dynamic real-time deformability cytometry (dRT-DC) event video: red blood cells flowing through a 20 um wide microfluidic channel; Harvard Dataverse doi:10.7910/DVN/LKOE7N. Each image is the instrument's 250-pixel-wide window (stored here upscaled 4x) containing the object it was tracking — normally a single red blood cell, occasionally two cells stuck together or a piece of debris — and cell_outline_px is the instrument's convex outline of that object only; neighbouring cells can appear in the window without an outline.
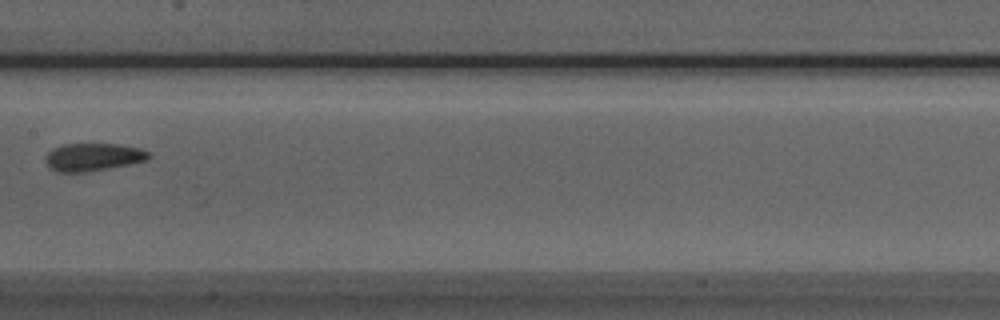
{"species": "Egyptian fruit bat (a non-hibernating species)", "species_latin": "Rousettus aegyptiacus", "temperature_condition": "room temperature", "stored_images_in_passage": 4, "camera_frame_rate_fps": 3000, "um_per_image_px": 0.085, "animal": {"sex": "male"}, "frame": {"image": 1, "passage_image": 4, "time_ms": 1.0, "image_size_px": [1000, 320], "cell_outline_px": [[152, 156], [148, 160], [132, 164], [88, 172], [56, 172], [48, 168], [44, 160], [48, 152], [52, 148], [64, 144], [120, 144], [140, 148], [148, 152]], "centroid_in_image_um": [7.91, 13.36], "position_along_channel_um": 199.5, "area_um2": 17.05}}